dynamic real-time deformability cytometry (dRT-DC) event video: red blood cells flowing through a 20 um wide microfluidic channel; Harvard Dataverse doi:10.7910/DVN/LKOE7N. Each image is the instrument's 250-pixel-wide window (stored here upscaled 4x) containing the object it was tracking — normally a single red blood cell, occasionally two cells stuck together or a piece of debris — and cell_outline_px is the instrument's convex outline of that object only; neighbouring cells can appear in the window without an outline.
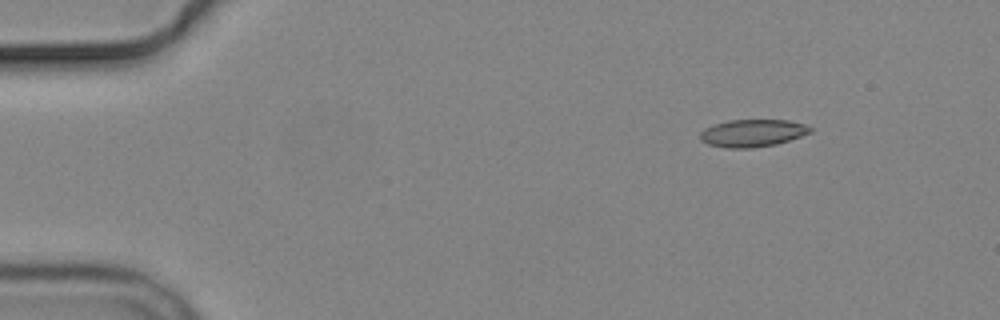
{"species": "common noctule bat (a hibernating species)", "species_latin": "Nyctalus noctula", "temperature_condition": "cold", "stored_images_in_passage": 3, "camera_frame_rate_fps": 3000, "um_per_image_px": 0.085, "animal": {"sex": "male", "body_mass_g": 19.2, "forearm_length_mm": 51.8}, "frame": {"image": 1, "passage_image": 1, "time_ms": 0.0, "image_size_px": [1000, 320], "cell_outline_px": [[812, 132], [776, 144], [752, 148], [728, 148], [708, 144], [700, 140], [700, 132], [704, 128], [728, 120], [788, 120], [804, 124], [812, 128]], "centroid_in_image_um": [63.95, 11.31], "position_along_channel_um": 21.1, "area_um2": 17.51}}
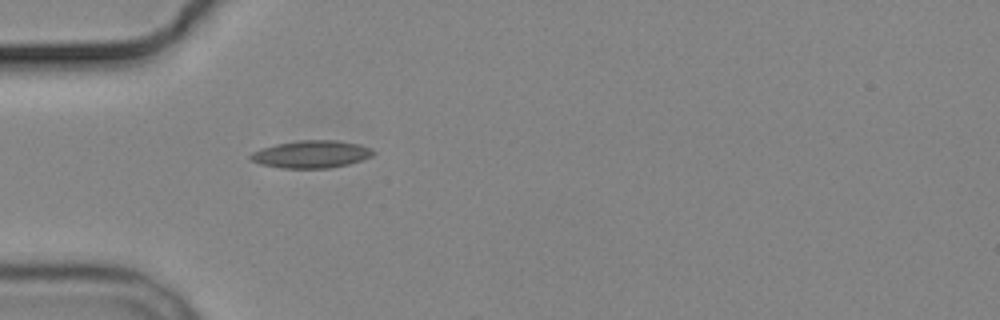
{"frame": {"image": 2, "passage_image": 3, "time_ms": 3.333, "image_size_px": [1000, 320], "cell_outline_px": [[376, 152], [372, 156], [348, 164], [332, 168], [280, 168], [260, 164], [252, 160], [248, 156], [252, 152], [276, 144], [300, 140], [336, 140], [360, 144]], "centroid_in_image_um": [26.46, 13.11], "position_along_channel_um": 58.5, "area_um2": 19.54}}